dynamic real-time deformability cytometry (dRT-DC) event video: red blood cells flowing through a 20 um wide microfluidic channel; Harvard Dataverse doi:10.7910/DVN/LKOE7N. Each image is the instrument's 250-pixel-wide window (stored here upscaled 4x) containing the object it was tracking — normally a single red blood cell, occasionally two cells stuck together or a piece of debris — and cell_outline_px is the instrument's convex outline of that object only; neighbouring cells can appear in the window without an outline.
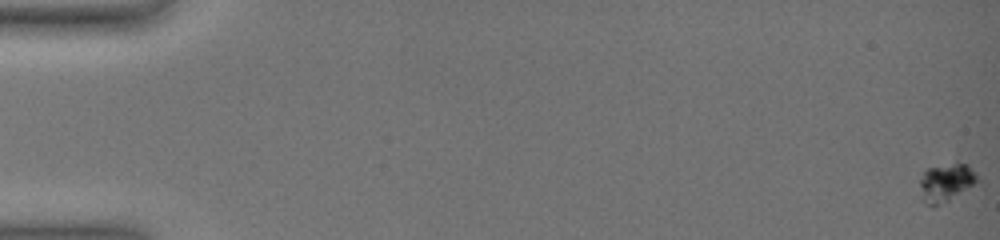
{"species": "common noctule bat (a hibernating species)", "species_latin": "Nyctalus noctula", "temperature_condition": "warm", "stored_images_in_passage": 38, "camera_frame_rate_fps": 3000, "um_per_image_px": 0.085, "animal": {"sex": "female", "body_mass_g": 19.0, "forearm_length_mm": 51.5}, "frame": {"image": 1, "passage_image": 1, "time_ms": 0.0, "image_size_px": [1000, 240], "cell_outline_px": [[980, 184], [948, 200], [936, 204], [928, 204], [924, 196], [920, 184], [920, 180], [924, 172], [928, 168], [956, 164], [968, 164], [980, 180]], "centroid_in_image_um": [80.53, 15.49], "position_along_channel_um": 4.5, "area_um2": 12.25}}
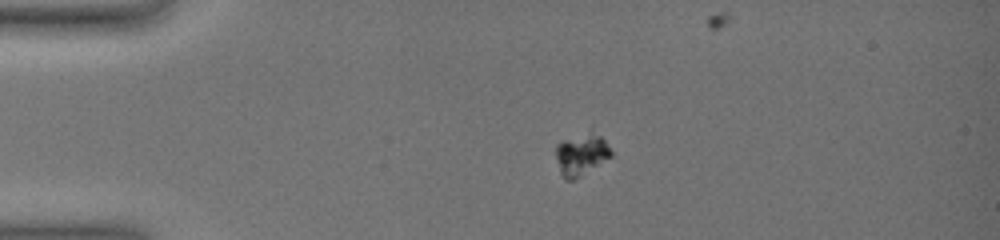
{"frame": {"image": 2, "passage_image": 17, "time_ms": 5.0, "image_size_px": [1000, 240], "cell_outline_px": [[612, 156], [572, 180], [564, 180], [560, 172], [556, 156], [556, 144], [564, 140], [592, 128], [604, 140], [612, 152]], "centroid_in_image_um": [49.4, 13.08], "position_along_channel_um": 35.6, "area_um2": 13.41}}
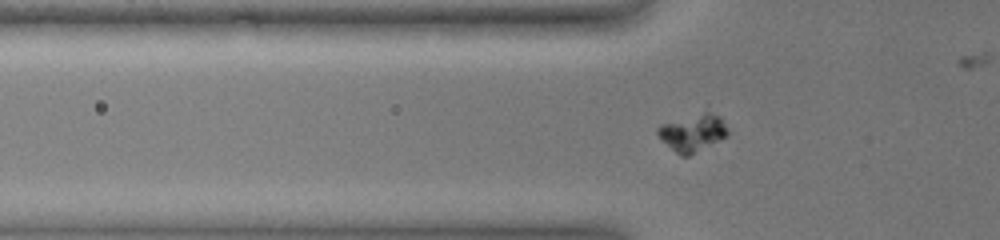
{"frame": {"image": 3, "passage_image": 24, "time_ms": 7.333, "image_size_px": [1000, 240], "cell_outline_px": [[728, 136], [688, 156], [680, 156], [656, 132], [656, 128], [660, 124], [704, 108], [720, 116], [728, 128]], "centroid_in_image_um": [58.92, 11.19], "position_along_channel_um": 66.9, "area_um2": 15.66}}